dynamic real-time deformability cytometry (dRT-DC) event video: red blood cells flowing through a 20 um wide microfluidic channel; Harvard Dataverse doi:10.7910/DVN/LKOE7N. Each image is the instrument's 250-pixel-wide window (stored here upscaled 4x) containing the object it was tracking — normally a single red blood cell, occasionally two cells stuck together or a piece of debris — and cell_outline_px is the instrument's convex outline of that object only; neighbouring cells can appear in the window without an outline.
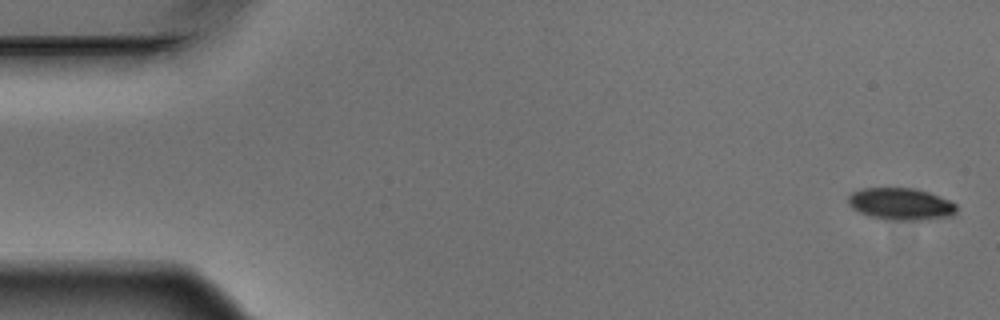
{"species": "Egyptian fruit bat (a non-hibernating species)", "species_latin": "Rousettus aegyptiacus", "temperature_condition": "warm", "stored_images_in_passage": 5, "camera_frame_rate_fps": 3000, "um_per_image_px": 0.085, "animal": {"sex": "male"}, "frame": {"image": 1, "passage_image": 1, "time_ms": 0.0, "image_size_px": [1000, 320], "cell_outline_px": [[956, 212], [952, 216], [924, 220], [888, 220], [872, 216], [860, 212], [852, 208], [848, 204], [848, 196], [852, 192], [864, 188], [912, 188], [928, 192], [948, 200], [956, 204]], "centroid_in_image_um": [76.57, 17.34], "position_along_channel_um": 8.4, "area_um2": 20.11}}
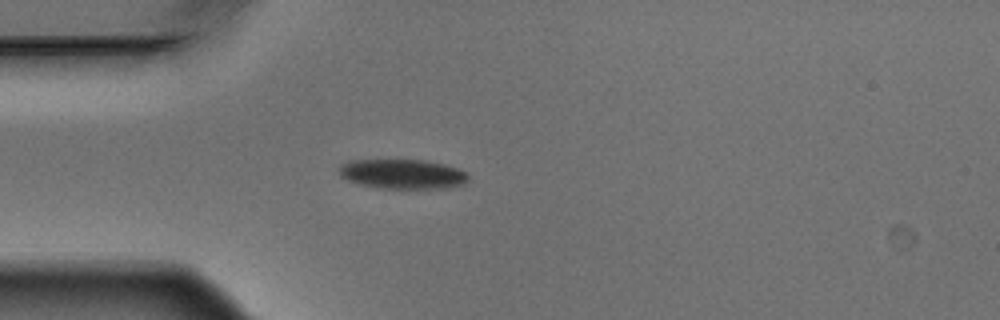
{"frame": {"image": 2, "passage_image": 5, "time_ms": 1.333, "image_size_px": [1000, 320], "cell_outline_px": [[468, 180], [464, 184], [448, 188], [384, 188], [360, 184], [348, 180], [340, 176], [340, 164], [348, 160], [424, 160], [444, 164], [468, 172]], "centroid_in_image_um": [34.24, 14.78], "position_along_channel_um": 50.8, "area_um2": 22.25}}